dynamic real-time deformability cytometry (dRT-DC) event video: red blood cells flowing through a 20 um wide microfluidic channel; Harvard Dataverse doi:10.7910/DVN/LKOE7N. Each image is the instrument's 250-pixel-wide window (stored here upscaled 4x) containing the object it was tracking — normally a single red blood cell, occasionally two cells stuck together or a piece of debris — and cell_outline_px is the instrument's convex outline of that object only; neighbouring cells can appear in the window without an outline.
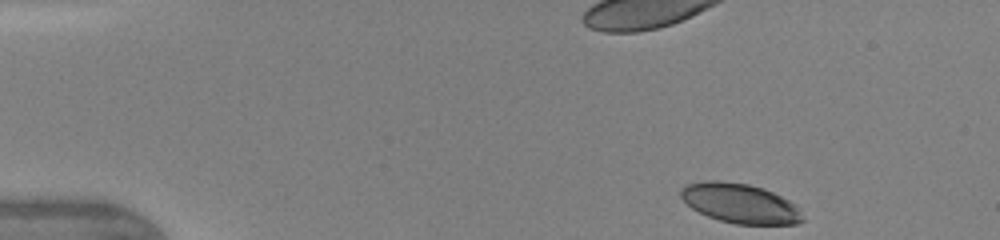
{"species": "human", "species_latin": "Homo sapiens", "temperature_condition": "warm", "stored_images_in_passage": 8, "camera_frame_rate_fps": 3000, "um_per_image_px": 0.085, "donor": {"sex": "female"}, "frame": {"image": 1, "passage_image": 1, "time_ms": 0.0, "image_size_px": [1000, 240], "cell_outline_px": [[804, 220], [796, 224], [736, 224], [720, 220], [708, 216], [692, 208], [680, 196], [680, 188], [688, 184], [708, 180], [716, 180], [748, 184], [764, 188], [796, 204]], "centroid_in_image_um": [62.91, 17.28], "position_along_channel_um": 22.1, "area_um2": 27.92}}
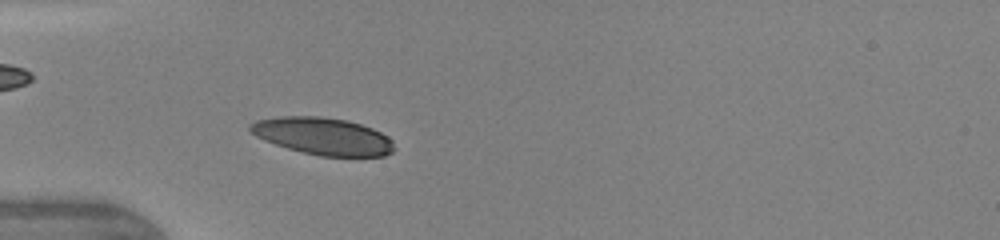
{"frame": {"image": 2, "passage_image": 8, "time_ms": 3.0, "image_size_px": [1000, 240], "cell_outline_px": [[396, 148], [392, 152], [384, 156], [320, 156], [288, 148], [264, 140], [256, 136], [248, 128], [248, 124], [256, 120], [280, 116], [320, 116], [344, 120], [360, 124], [372, 128], [388, 136], [392, 140]], "centroid_in_image_um": [27.46, 11.57], "position_along_channel_um": 57.5, "area_um2": 31.15}}